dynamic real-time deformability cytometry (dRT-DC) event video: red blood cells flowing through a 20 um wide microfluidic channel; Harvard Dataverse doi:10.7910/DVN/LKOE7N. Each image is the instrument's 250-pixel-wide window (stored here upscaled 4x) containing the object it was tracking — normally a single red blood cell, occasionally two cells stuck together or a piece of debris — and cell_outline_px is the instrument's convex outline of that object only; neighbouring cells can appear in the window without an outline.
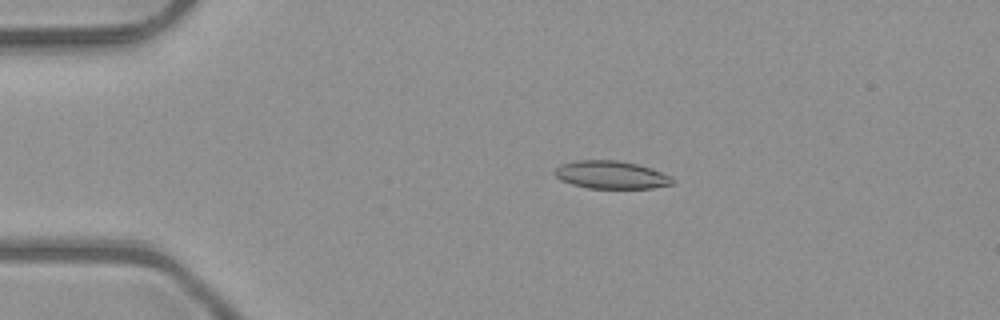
{"species": "common noctule bat (a hibernating species)", "species_latin": "Nyctalus noctula", "temperature_condition": "room temperature", "stored_images_in_passage": 4, "camera_frame_rate_fps": 3000, "um_per_image_px": 0.085, "animal": {"sex": "male", "body_mass_g": 23.1, "forearm_length_mm": 52.7}, "frame": {"image": 1, "passage_image": 2, "time_ms": 0.333, "image_size_px": [1000, 320], "cell_outline_px": [[676, 180], [672, 184], [652, 188], [588, 188], [572, 184], [560, 180], [552, 172], [560, 164], [576, 160], [616, 160], [636, 164], [652, 168]], "centroid_in_image_um": [51.9, 14.86], "position_along_channel_um": 33.1, "area_um2": 19.07}}
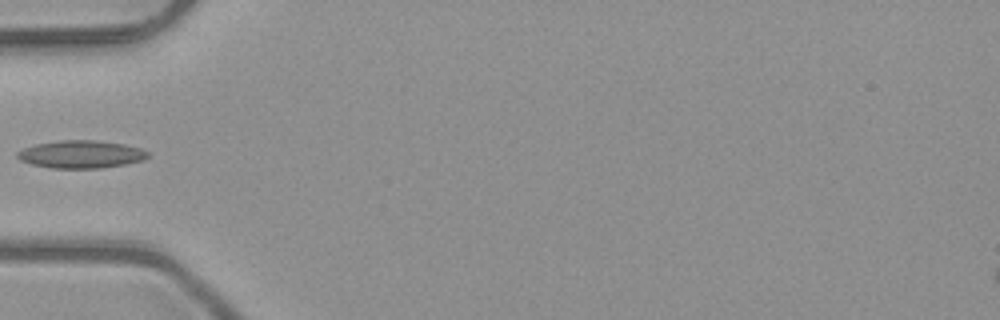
{"frame": {"image": 2, "passage_image": 4, "time_ms": 1.0, "image_size_px": [1000, 320], "cell_outline_px": [[148, 156], [144, 160], [104, 168], [52, 168], [32, 164], [20, 160], [16, 156], [16, 152], [24, 148], [36, 144], [60, 140], [92, 140], [124, 144], [140, 148], [148, 152]], "centroid_in_image_um": [6.87, 13.12], "position_along_channel_um": 78.1, "area_um2": 20.98}}